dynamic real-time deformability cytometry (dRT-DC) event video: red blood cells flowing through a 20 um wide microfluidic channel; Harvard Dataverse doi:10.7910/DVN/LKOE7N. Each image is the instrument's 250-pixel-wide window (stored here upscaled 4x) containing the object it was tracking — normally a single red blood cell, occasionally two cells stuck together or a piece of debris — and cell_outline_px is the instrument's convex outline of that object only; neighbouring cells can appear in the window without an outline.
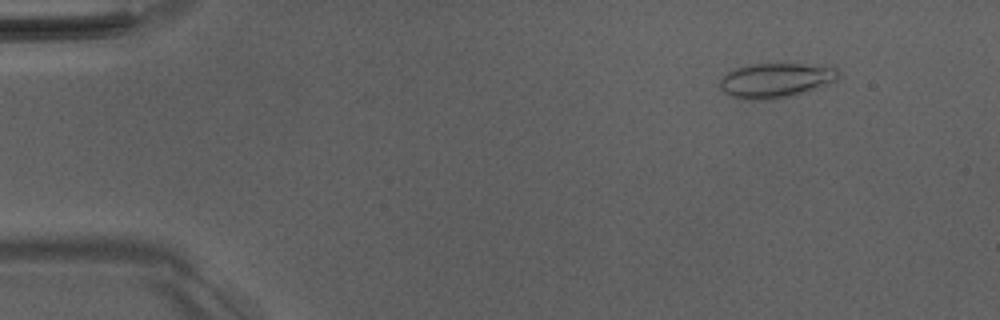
{"species": "Egyptian fruit bat (a non-hibernating species)", "species_latin": "Rousettus aegyptiacus", "temperature_condition": "room temperature", "stored_images_in_passage": 13, "camera_frame_rate_fps": 3000, "um_per_image_px": 0.085, "animal": {"sex": "male"}, "frame": {"image": 1, "passage_image": 6, "time_ms": 1.667, "image_size_px": [1000, 320], "cell_outline_px": [[840, 76], [836, 80], [792, 96], [776, 100], [740, 100], [724, 92], [720, 88], [720, 80], [728, 72], [736, 68], [752, 64], [800, 64], [836, 68], [840, 72]], "centroid_in_image_um": [65.89, 6.85], "position_along_channel_um": 19.1, "area_um2": 23.81}}